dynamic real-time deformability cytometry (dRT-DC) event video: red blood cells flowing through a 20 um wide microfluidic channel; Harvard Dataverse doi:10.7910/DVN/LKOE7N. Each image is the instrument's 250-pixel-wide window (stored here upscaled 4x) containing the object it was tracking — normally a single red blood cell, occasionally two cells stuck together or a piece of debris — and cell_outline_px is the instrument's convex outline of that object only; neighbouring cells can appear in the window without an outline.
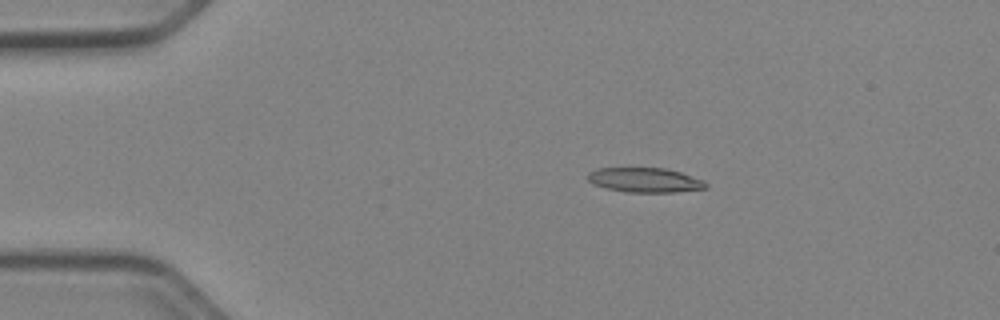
{"species": "Egyptian fruit bat (a non-hibernating species)", "species_latin": "Rousettus aegyptiacus", "temperature_condition": "cold", "stored_images_in_passage": 52, "camera_frame_rate_fps": 3000, "um_per_image_px": 0.085, "animal": {"sex": "female"}, "frame": {"image": 1, "passage_image": 10, "time_ms": 3.0, "image_size_px": [1000, 320], "cell_outline_px": [[708, 188], [676, 192], [624, 192], [604, 188], [592, 184], [588, 180], [588, 172], [596, 168], [628, 164], [668, 168], [704, 180], [708, 184]], "centroid_in_image_um": [54.74, 15.24], "position_along_channel_um": 30.3, "area_um2": 18.21}}
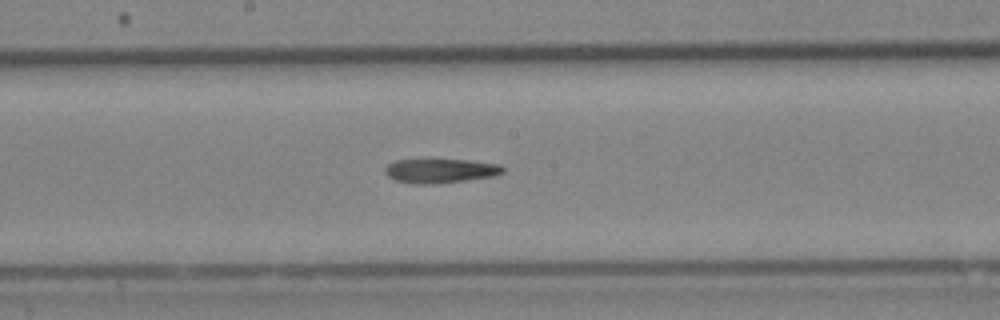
{"frame": {"image": 2, "passage_image": 28, "time_ms": 9.0, "image_size_px": [1000, 320], "cell_outline_px": [[504, 172], [496, 176], [432, 184], [412, 184], [396, 180], [388, 176], [384, 172], [384, 168], [392, 160], [468, 160], [500, 164], [504, 168]], "centroid_in_image_um": [37.42, 14.52], "position_along_channel_um": 210.8, "area_um2": 16.65}}
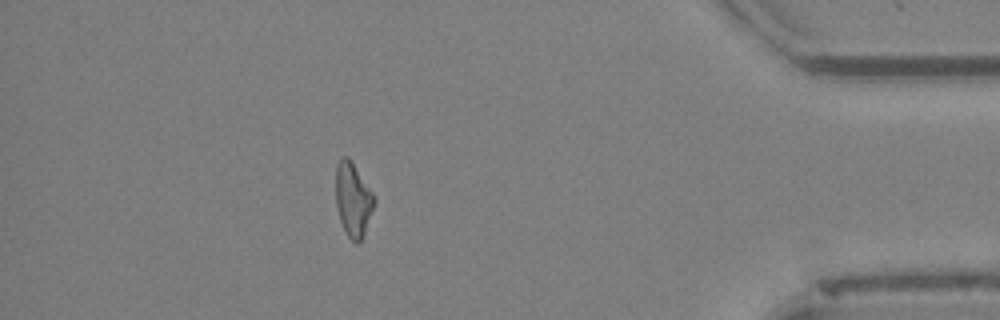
{"frame": {"image": 3, "passage_image": 46, "time_ms": 15.0, "image_size_px": [1000, 320], "cell_outline_px": [[376, 200], [364, 236], [360, 244], [356, 244], [348, 236], [340, 220], [336, 204], [336, 164], [340, 156], [348, 156], [372, 192]], "centroid_in_image_um": [30.01, 16.97], "position_along_channel_um": 405.2, "area_um2": 16.59}}